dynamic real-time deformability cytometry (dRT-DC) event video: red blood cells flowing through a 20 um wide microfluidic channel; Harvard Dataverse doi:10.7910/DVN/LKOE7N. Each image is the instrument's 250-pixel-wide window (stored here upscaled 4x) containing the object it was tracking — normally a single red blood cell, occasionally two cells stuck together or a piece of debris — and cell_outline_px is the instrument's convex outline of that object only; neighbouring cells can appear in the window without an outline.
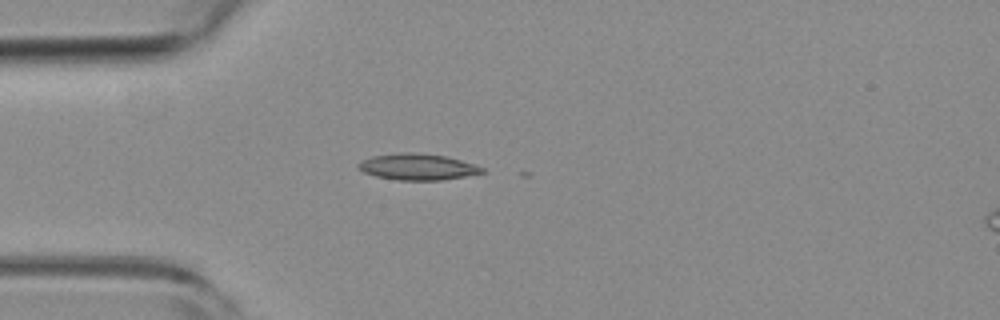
{"species": "common noctule bat (a hibernating species)", "species_latin": "Nyctalus noctula", "temperature_condition": "room temperature", "stored_images_in_passage": 5, "camera_frame_rate_fps": 3000, "um_per_image_px": 0.085, "animal": {"sex": "female", "body_mass_g": 19.3, "forearm_length_mm": 54.1}, "frame": {"image": 1, "passage_image": 1, "time_ms": 0.0, "image_size_px": [1000, 320], "cell_outline_px": [[484, 172], [464, 176], [440, 180], [396, 180], [376, 176], [364, 172], [356, 164], [360, 160], [372, 156], [400, 152], [408, 152], [444, 156], [460, 160], [484, 168]], "centroid_in_image_um": [35.43, 14.18], "position_along_channel_um": 49.6, "area_um2": 18.67}}